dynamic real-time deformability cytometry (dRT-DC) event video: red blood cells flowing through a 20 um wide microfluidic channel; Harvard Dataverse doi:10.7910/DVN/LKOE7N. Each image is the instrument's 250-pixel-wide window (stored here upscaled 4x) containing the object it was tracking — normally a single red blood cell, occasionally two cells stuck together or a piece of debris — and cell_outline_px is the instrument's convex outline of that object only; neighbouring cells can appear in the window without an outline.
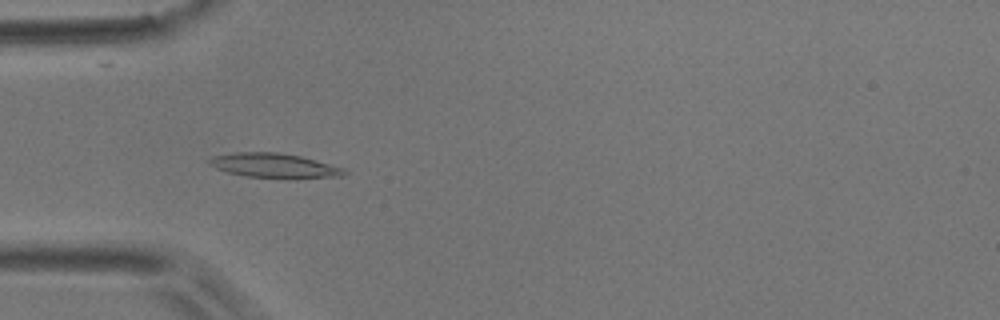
{"species": "common noctule bat (a hibernating species)", "species_latin": "Nyctalus noctula", "temperature_condition": "room temperature", "stored_images_in_passage": 55, "camera_frame_rate_fps": 3000, "um_per_image_px": 0.085, "animal": {"sex": "male", "body_mass_g": 17.9}, "frame": {"image": 1, "passage_image": 17, "time_ms": 5.333, "image_size_px": [1000, 320], "cell_outline_px": [[348, 172], [344, 176], [296, 180], [244, 176], [228, 172], [216, 168], [208, 164], [208, 160], [212, 156], [236, 152], [276, 152], [300, 156], [316, 160], [344, 168]], "centroid_in_image_um": [23.37, 14.1], "position_along_channel_um": 61.6, "area_um2": 19.83}}
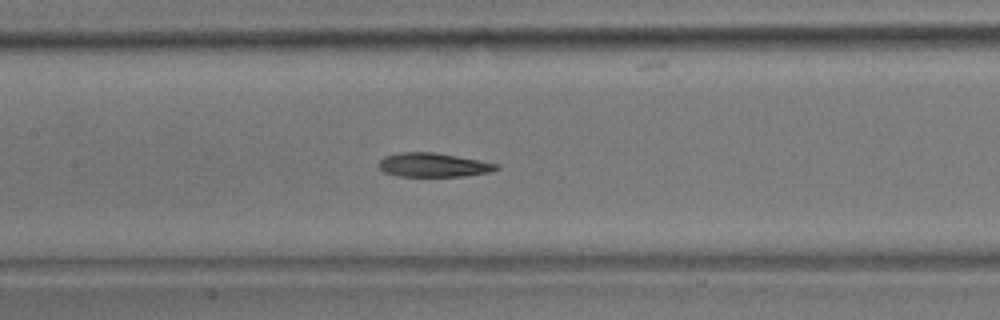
{"frame": {"image": 2, "passage_image": 26, "time_ms": 8.333, "image_size_px": [1000, 320], "cell_outline_px": [[500, 168], [488, 172], [464, 176], [396, 176], [384, 172], [380, 168], [380, 160], [384, 156], [400, 152], [432, 152], [456, 156], [500, 164]], "centroid_in_image_um": [36.83, 14.02], "position_along_channel_um": 170.6, "area_um2": 16.3}}
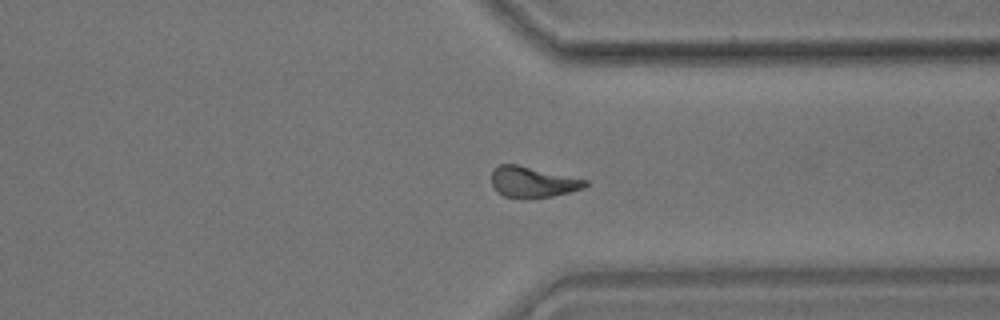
{"frame": {"image": 3, "passage_image": 42, "time_ms": 13.667, "image_size_px": [1000, 320], "cell_outline_px": [[588, 184], [584, 188], [552, 196], [504, 196], [496, 192], [492, 188], [492, 172], [500, 164], [516, 164], [588, 180]], "centroid_in_image_um": [45.27, 15.45], "position_along_channel_um": 366.1, "area_um2": 16.3}, "authors_computed_cell_mechanics": {"area_um2": 17.1088, "velocity_mm_per_s": 3.6752, "shape_relaxation_time_tau1_ms": null, "shape_relaxation_time_tau2_ms": 4.2583, "deformation_change_tau1": null, "deformation_change_tau2": 0.1079}}